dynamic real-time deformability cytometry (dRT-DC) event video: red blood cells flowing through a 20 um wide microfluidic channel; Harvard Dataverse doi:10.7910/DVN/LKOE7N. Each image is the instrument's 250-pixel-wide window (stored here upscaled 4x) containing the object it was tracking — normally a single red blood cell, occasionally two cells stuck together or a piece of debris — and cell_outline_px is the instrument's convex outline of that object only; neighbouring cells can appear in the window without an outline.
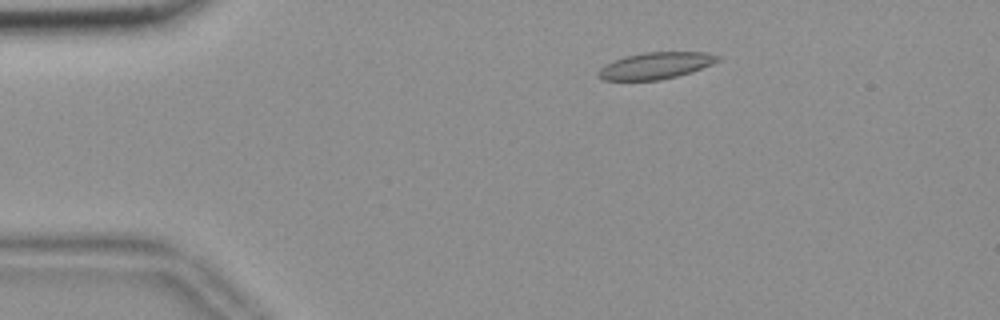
{"species": "common noctule bat (a hibernating species)", "species_latin": "Nyctalus noctula", "temperature_condition": "room temperature", "stored_images_in_passage": 54, "camera_frame_rate_fps": 3000, "um_per_image_px": 0.085, "animal": {"sex": "female", "body_mass_g": 18.4}, "frame": {"image": 1, "passage_image": 9, "time_ms": 2.667, "image_size_px": [1000, 320], "cell_outline_px": [[720, 60], [712, 64], [692, 72], [660, 80], [604, 80], [596, 72], [600, 68], [624, 56], [644, 52], [708, 52], [720, 56]], "centroid_in_image_um": [55.78, 5.57], "position_along_channel_um": 29.2, "area_um2": 18.44}}
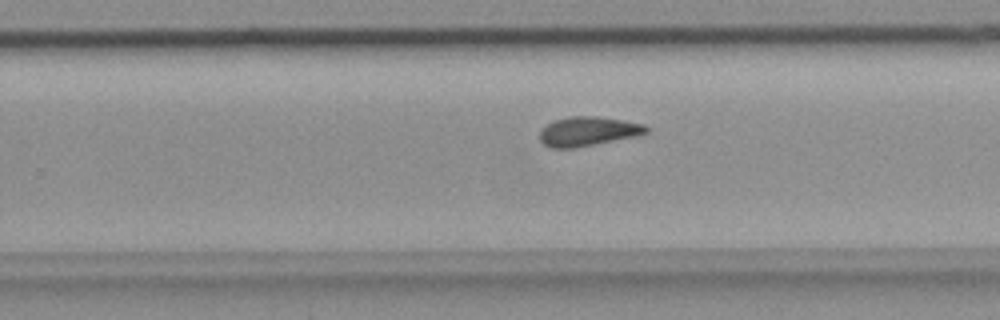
{"frame": {"image": 2, "passage_image": 34, "time_ms": 11.0, "image_size_px": [1000, 320], "cell_outline_px": [[648, 132], [640, 136], [572, 148], [552, 148], [544, 144], [540, 140], [540, 128], [556, 120], [568, 116], [596, 116], [644, 124], [648, 128]], "centroid_in_image_um": [49.99, 11.17], "position_along_channel_um": 279.8, "area_um2": 18.15}}
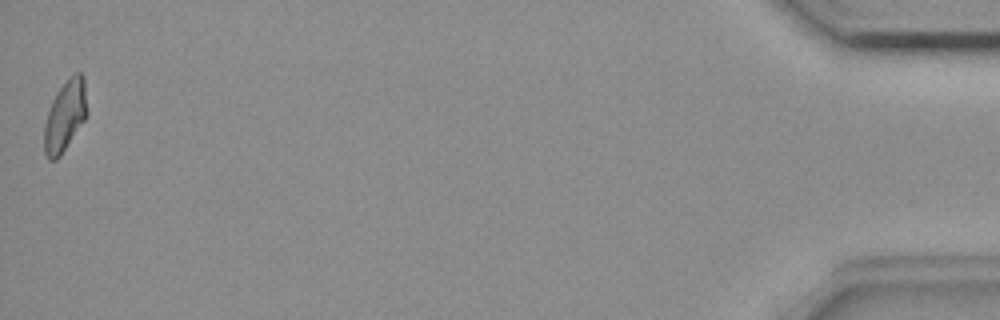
{"frame": {"image": 3, "passage_image": 54, "time_ms": 17.667, "image_size_px": [1000, 320], "cell_outline_px": [[88, 112], [84, 120], [60, 156], [56, 160], [48, 160], [44, 152], [44, 124], [52, 100], [56, 92], [76, 72], [80, 72], [84, 76]], "centroid_in_image_um": [5.53, 9.86], "position_along_channel_um": 429.7, "area_um2": 17.57}, "authors_computed_cell_mechanics": {"area_um2": 18.0047, "velocity_mm_per_s": 3.6751, "shape_relaxation_time_tau1_ms": null, "shape_relaxation_time_tau2_ms": 3.7198, "deformation_change_tau1": null, "deformation_change_tau2": 0.0998}}